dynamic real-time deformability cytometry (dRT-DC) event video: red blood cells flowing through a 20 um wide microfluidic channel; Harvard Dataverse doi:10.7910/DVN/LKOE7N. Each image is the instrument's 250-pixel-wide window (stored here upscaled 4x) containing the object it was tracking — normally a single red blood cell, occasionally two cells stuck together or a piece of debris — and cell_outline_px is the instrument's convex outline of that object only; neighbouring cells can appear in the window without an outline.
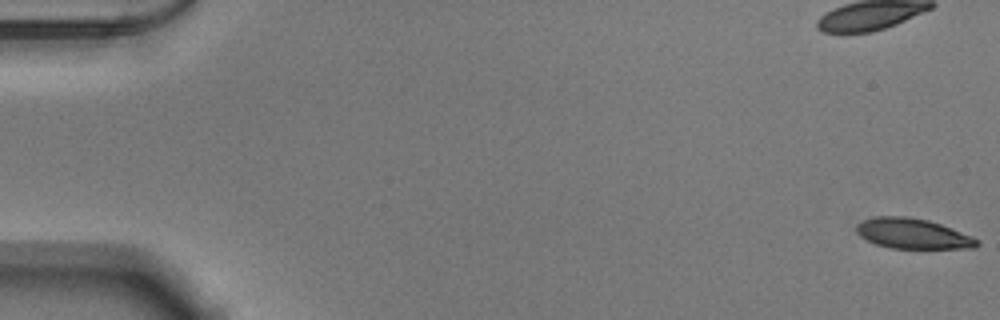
{"species": "Egyptian fruit bat (a non-hibernating species)", "species_latin": "Rousettus aegyptiacus", "temperature_condition": "warm", "stored_images_in_passage": 53, "camera_frame_rate_fps": 3000, "um_per_image_px": 0.085, "animal": {"sex": "male"}, "frame": {"image": 1, "passage_image": 1, "time_ms": 0.0, "image_size_px": [1000, 320], "cell_outline_px": [[980, 244], [976, 248], [892, 248], [876, 244], [860, 236], [856, 232], [856, 224], [872, 216], [908, 216], [928, 220], [940, 224], [972, 236], [980, 240]], "centroid_in_image_um": [77.59, 19.85], "position_along_channel_um": 7.4, "area_um2": 21.27}}
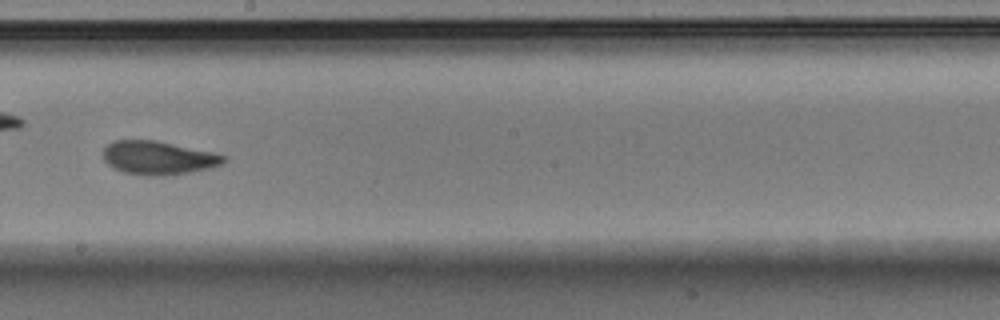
{"frame": {"image": 2, "passage_image": 31, "time_ms": 10.0, "image_size_px": [1000, 320], "cell_outline_px": [[228, 160], [220, 164], [208, 168], [188, 172], [164, 176], [148, 176], [124, 172], [108, 164], [104, 160], [104, 148], [108, 144], [116, 140], [156, 140], [212, 152], [228, 156]], "centroid_in_image_um": [13.47, 13.41], "position_along_channel_um": 234.7, "area_um2": 23.35}}
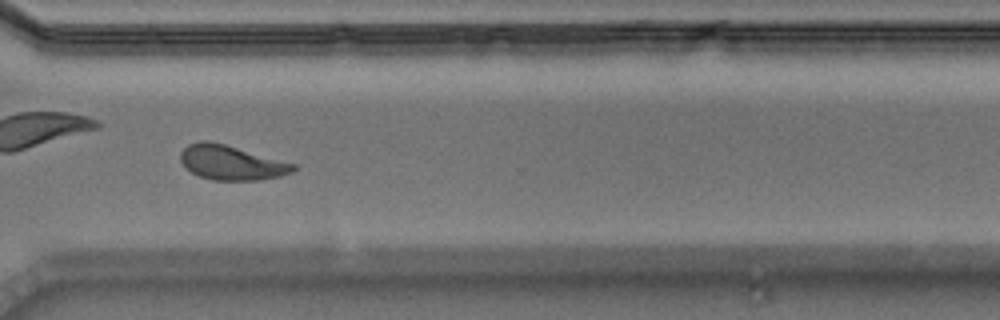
{"frame": {"image": 3, "passage_image": 40, "time_ms": 13.0, "image_size_px": [1000, 320], "cell_outline_px": [[296, 168], [292, 172], [280, 176], [256, 180], [212, 180], [200, 176], [192, 172], [180, 160], [180, 152], [188, 144], [200, 140], [208, 140], [224, 144], [296, 164]], "centroid_in_image_um": [19.65, 13.82], "position_along_channel_um": 351.0, "area_um2": 22.48}, "authors_computed_cell_mechanics": {"area_um2": 22.7732, "velocity_mm_per_s": 3.8728, "shape_relaxation_time_tau1_ms": 5.0903, "shape_relaxation_time_tau2_ms": 2.4125, "deformation_change_tau1": 0.1766, "deformation_change_tau2": 0.0894}}